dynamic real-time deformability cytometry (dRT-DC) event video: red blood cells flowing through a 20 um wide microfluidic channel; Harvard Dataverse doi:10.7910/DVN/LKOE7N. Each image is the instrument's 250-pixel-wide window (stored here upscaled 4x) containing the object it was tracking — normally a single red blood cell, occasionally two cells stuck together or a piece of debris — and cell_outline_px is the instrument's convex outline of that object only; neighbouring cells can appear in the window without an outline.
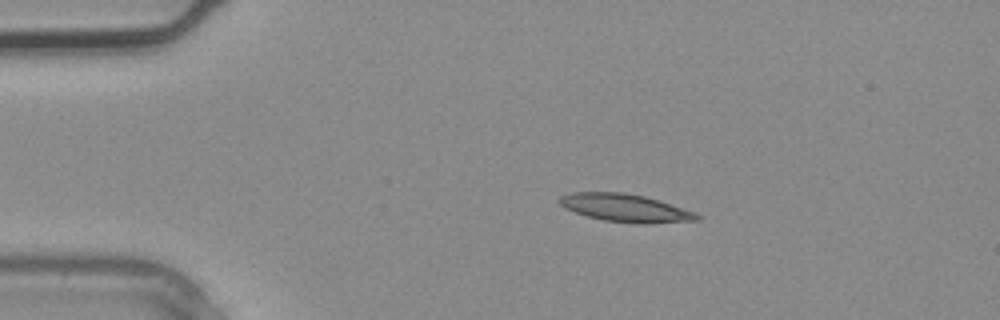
{"species": "common noctule bat (a hibernating species)", "species_latin": "Nyctalus noctula", "temperature_condition": "warm", "stored_images_in_passage": 4, "camera_frame_rate_fps": 3000, "um_per_image_px": 0.085, "animal": {"sex": "male", "body_mass_g": 20.4}, "frame": {"image": 1, "passage_image": 1, "time_ms": 0.0, "image_size_px": [1000, 320], "cell_outline_px": [[704, 216], [700, 220], [648, 224], [636, 224], [604, 220], [588, 216], [564, 208], [556, 200], [560, 196], [572, 192], [624, 192], [644, 196], [660, 200], [696, 212]], "centroid_in_image_um": [53.21, 17.68], "position_along_channel_um": 31.8, "area_um2": 22.66}}
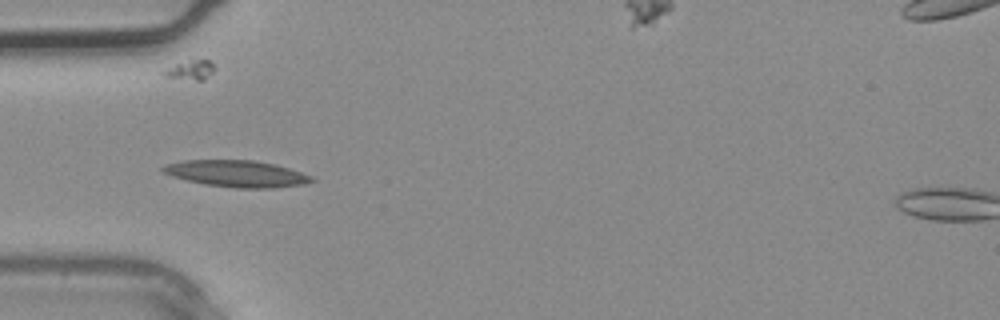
{"frame": {"image": 2, "passage_image": 2, "time_ms": 0.333, "image_size_px": [1000, 320], "cell_outline_px": [[316, 180], [304, 184], [272, 188], [236, 188], [204, 184], [172, 176], [164, 172], [160, 168], [168, 164], [184, 160], [252, 160], [276, 164], [312, 176]], "centroid_in_image_um": [20.14, 14.76], "position_along_channel_um": 64.9, "area_um2": 22.89}}